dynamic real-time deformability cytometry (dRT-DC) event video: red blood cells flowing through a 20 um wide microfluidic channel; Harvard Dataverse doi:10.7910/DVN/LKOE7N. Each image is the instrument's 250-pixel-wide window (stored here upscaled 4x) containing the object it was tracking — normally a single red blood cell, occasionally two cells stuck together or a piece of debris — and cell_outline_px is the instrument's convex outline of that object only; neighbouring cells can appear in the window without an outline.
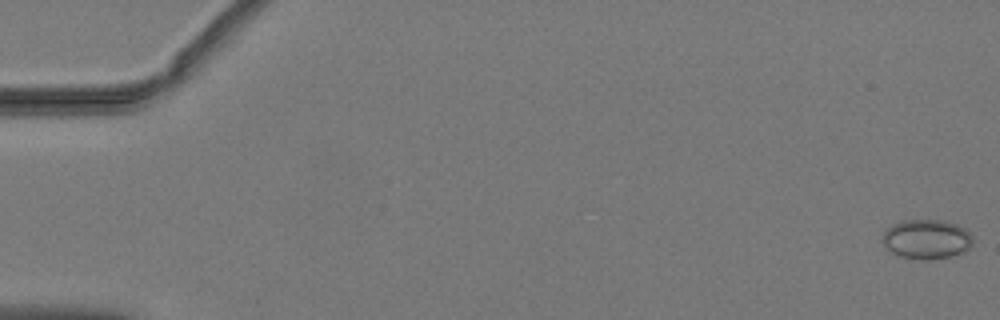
{"species": "common noctule bat (a hibernating species)", "species_latin": "Nyctalus noctula", "temperature_condition": "warm", "stored_images_in_passage": 52, "camera_frame_rate_fps": 3000, "um_per_image_px": 0.085, "animal": {"sex": "male", "body_mass_g": 19.2, "forearm_length_mm": 51.8}, "frame": {"image": 1, "passage_image": 1, "time_ms": 0.0, "image_size_px": [1000, 320], "cell_outline_px": [[972, 244], [964, 252], [952, 256], [928, 260], [920, 260], [896, 256], [884, 248], [880, 240], [880, 236], [892, 224], [900, 220], [944, 220], [956, 224], [964, 228], [972, 236]], "centroid_in_image_um": [78.69, 20.34], "position_along_channel_um": 6.3, "area_um2": 21.33}}
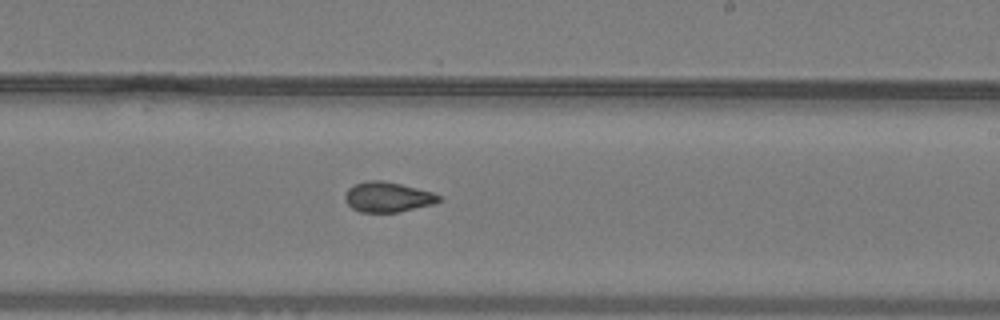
{"frame": {"image": 2, "passage_image": 32, "time_ms": 10.333, "image_size_px": [1000, 320], "cell_outline_px": [[440, 200], [432, 204], [396, 212], [360, 212], [352, 208], [344, 200], [344, 196], [348, 188], [356, 184], [368, 180], [380, 180], [400, 184], [432, 192], [440, 196]], "centroid_in_image_um": [32.9, 16.75], "position_along_channel_um": 256.1, "area_um2": 16.18}}
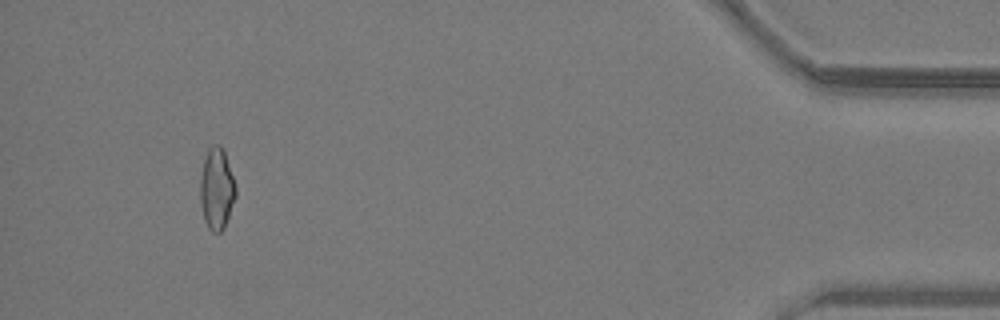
{"frame": {"image": 3, "passage_image": 49, "time_ms": 16.0, "image_size_px": [1000, 320], "cell_outline_px": [[236, 196], [228, 220], [224, 228], [220, 232], [212, 232], [208, 228], [204, 220], [200, 204], [200, 176], [204, 156], [208, 148], [212, 144], [220, 144], [224, 148], [236, 188]], "centroid_in_image_um": [18.41, 16.03], "position_along_channel_um": 416.8, "area_um2": 17.28}, "authors_computed_cell_mechanics": {"area_um2": 17.1377, "velocity_mm_per_s": 4.0495, "shape_relaxation_time_tau1_ms": null, "shape_relaxation_time_tau2_ms": 2.8372, "deformation_change_tau1": null, "deformation_change_tau2": 0.0767}}